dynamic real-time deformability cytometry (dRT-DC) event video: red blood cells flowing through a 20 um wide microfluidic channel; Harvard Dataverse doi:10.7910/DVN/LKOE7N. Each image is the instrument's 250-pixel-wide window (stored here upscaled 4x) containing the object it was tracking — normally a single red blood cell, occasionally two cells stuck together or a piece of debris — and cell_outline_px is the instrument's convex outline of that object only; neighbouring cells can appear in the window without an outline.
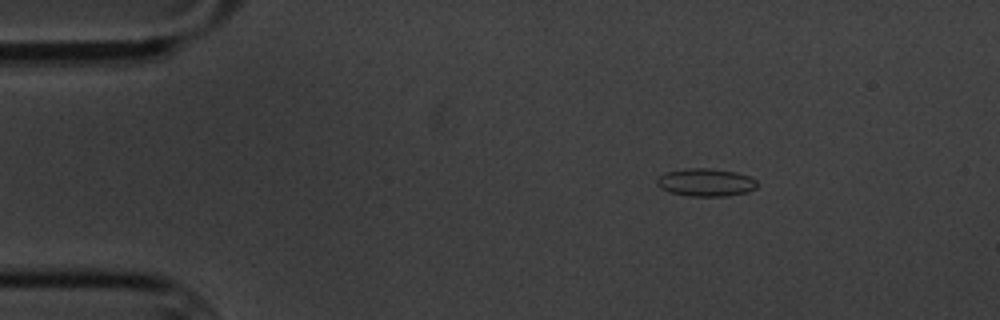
{"species": "common noctule bat (a hibernating species)", "species_latin": "Nyctalus noctula", "temperature_condition": "cold", "stored_images_in_passage": 3, "camera_frame_rate_fps": 3000, "um_per_image_px": 0.085, "animal": {"sex": "male", "body_mass_g": 20.1, "forearm_length_mm": 53.5}, "frame": {"image": 1, "passage_image": 1, "time_ms": 0.0, "image_size_px": [1000, 320], "cell_outline_px": [[756, 188], [748, 192], [724, 196], [688, 196], [668, 192], [660, 188], [656, 184], [656, 180], [664, 172], [688, 168], [708, 168], [736, 172], [748, 176], [756, 180]], "centroid_in_image_um": [59.95, 15.5], "position_along_channel_um": 25.0, "area_um2": 16.3}}